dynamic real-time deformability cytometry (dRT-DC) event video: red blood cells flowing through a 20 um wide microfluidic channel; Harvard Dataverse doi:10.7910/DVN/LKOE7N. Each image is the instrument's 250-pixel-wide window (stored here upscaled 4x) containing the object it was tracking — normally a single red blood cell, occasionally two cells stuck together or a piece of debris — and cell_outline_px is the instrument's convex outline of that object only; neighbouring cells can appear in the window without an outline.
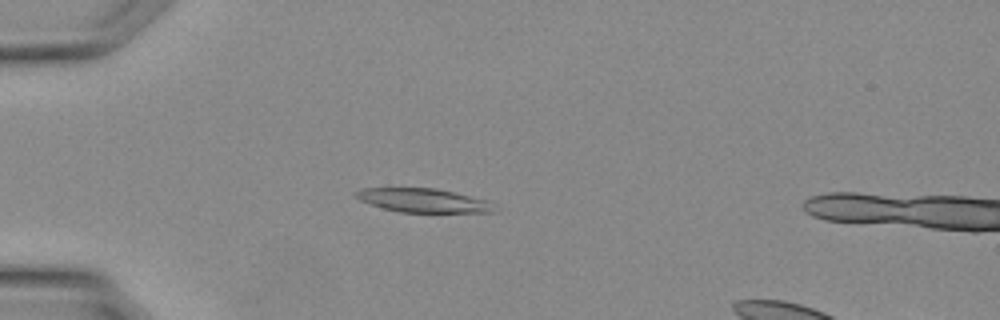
{"species": "Egyptian fruit bat (a non-hibernating species)", "species_latin": "Rousettus aegyptiacus", "temperature_condition": "warm", "stored_images_in_passage": 30, "camera_frame_rate_fps": 3000, "um_per_image_px": 0.085, "animal": {"sex": "female"}, "frame": {"image": 1, "passage_image": 5, "time_ms": 1.333, "image_size_px": [1000, 320], "cell_outline_px": [[496, 212], [396, 212], [360, 200], [352, 196], [352, 192], [360, 188], [436, 188], [456, 192], [488, 200]], "centroid_in_image_um": [35.92, 17.02], "position_along_channel_um": 49.1, "area_um2": 19.31}}
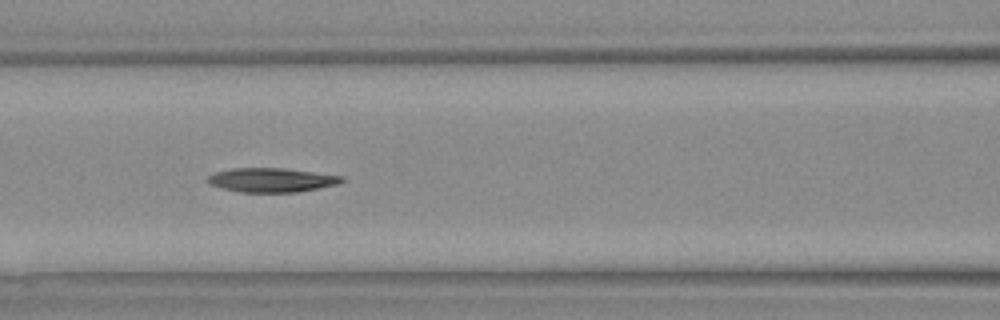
{"frame": {"image": 2, "passage_image": 11, "time_ms": 3.333, "image_size_px": [1000, 320], "cell_outline_px": [[348, 180], [336, 184], [296, 192], [240, 192], [224, 188], [212, 184], [208, 180], [208, 176], [212, 172], [232, 168], [280, 168], [344, 176]], "centroid_in_image_um": [23.09, 15.29], "position_along_channel_um": 143.5, "area_um2": 18.61}}
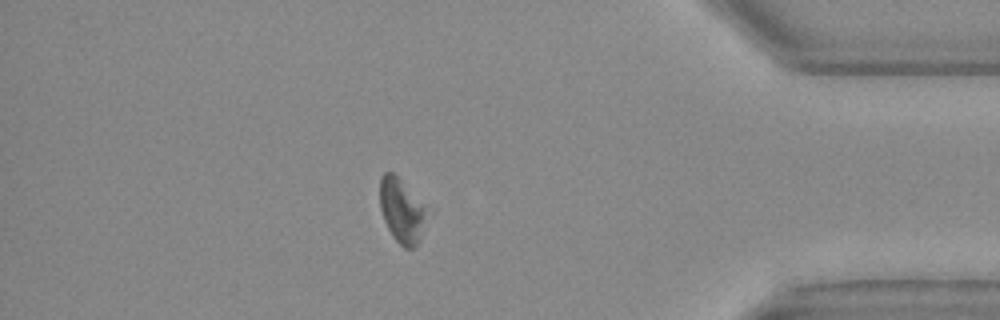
{"frame": {"image": 3, "passage_image": 26, "time_ms": 8.333, "image_size_px": [1000, 320], "cell_outline_px": [[436, 212], [420, 240], [412, 248], [404, 248], [392, 236], [384, 220], [380, 208], [380, 176], [384, 172], [392, 172], [436, 208]], "centroid_in_image_um": [34.35, 17.88], "position_along_channel_um": 400.9, "area_um2": 19.54}}